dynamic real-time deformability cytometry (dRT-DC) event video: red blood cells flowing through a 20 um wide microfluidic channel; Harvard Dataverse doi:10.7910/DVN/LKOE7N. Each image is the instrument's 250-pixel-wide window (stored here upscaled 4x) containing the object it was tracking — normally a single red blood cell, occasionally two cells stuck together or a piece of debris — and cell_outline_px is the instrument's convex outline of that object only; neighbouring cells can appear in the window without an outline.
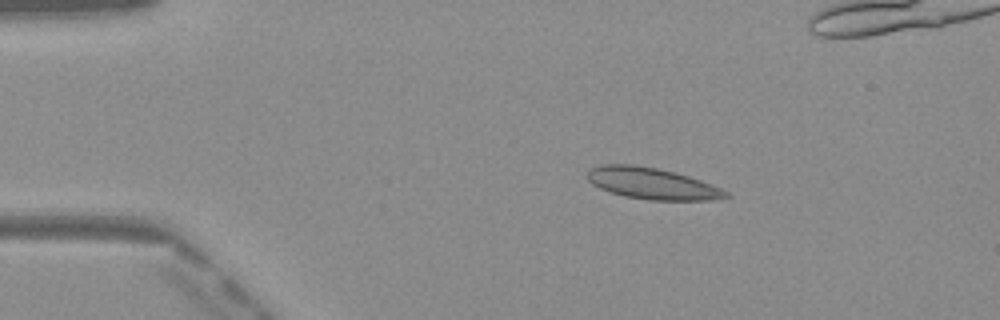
{"species": "Egyptian fruit bat (a non-hibernating species)", "species_latin": "Rousettus aegyptiacus", "temperature_condition": "warm", "stored_images_in_passage": 42, "camera_frame_rate_fps": 3000, "um_per_image_px": 0.085, "frame": {"image": 1, "passage_image": 1, "time_ms": 0.0, "image_size_px": [1000, 320], "cell_outline_px": [[732, 196], [712, 200], [648, 200], [624, 196], [600, 188], [592, 184], [588, 180], [588, 168], [604, 164], [632, 164], [656, 168], [676, 172], [712, 184], [728, 192]], "centroid_in_image_um": [55.43, 15.59], "position_along_channel_um": 29.6, "area_um2": 25.37}}
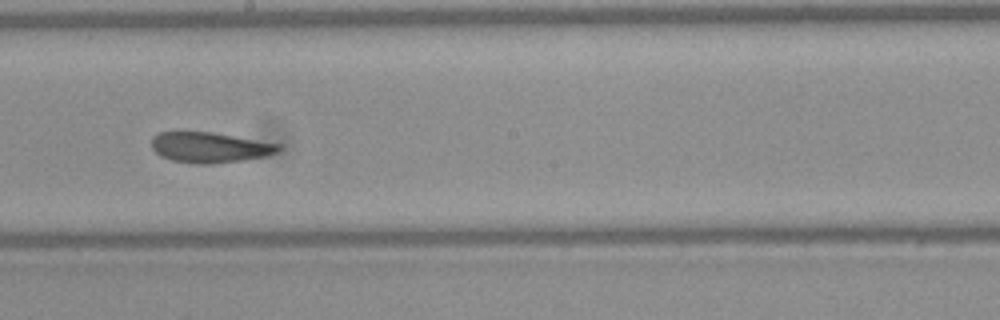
{"frame": {"image": 2, "passage_image": 20, "time_ms": 6.333, "image_size_px": [1000, 320], "cell_outline_px": [[280, 148], [276, 152], [268, 156], [212, 164], [196, 164], [172, 160], [160, 156], [152, 148], [152, 136], [160, 132], [212, 132], [280, 144]], "centroid_in_image_um": [17.81, 12.53], "position_along_channel_um": 230.4, "area_um2": 22.37}}
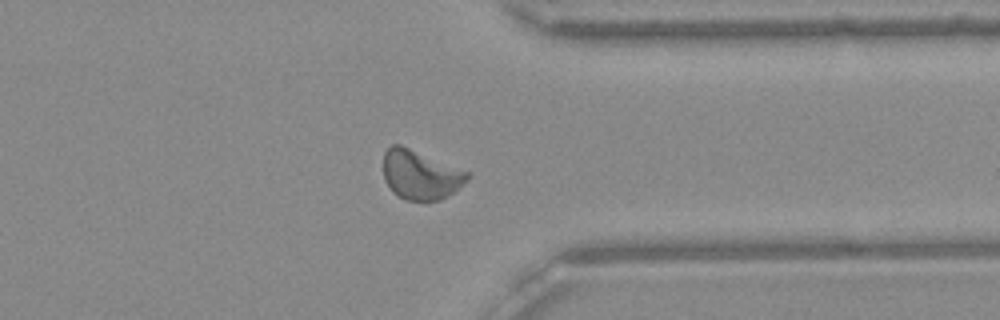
{"frame": {"image": 3, "passage_image": 31, "time_ms": 10.0, "image_size_px": [1000, 320], "cell_outline_px": [[472, 176], [468, 180], [448, 196], [440, 200], [424, 204], [404, 200], [392, 192], [384, 180], [384, 152], [392, 144], [400, 144], [472, 172]], "centroid_in_image_um": [35.77, 14.9], "position_along_channel_um": 375.6, "area_um2": 24.97}, "authors_computed_cell_mechanics": {"area_um2": 23.7558, "velocity_mm_per_s": 4.0647, "shape_relaxation_time_tau1_ms": null, "shape_relaxation_time_tau2_ms": 1.9914, "deformation_change_tau1": null, "deformation_change_tau2": 0.0708}}